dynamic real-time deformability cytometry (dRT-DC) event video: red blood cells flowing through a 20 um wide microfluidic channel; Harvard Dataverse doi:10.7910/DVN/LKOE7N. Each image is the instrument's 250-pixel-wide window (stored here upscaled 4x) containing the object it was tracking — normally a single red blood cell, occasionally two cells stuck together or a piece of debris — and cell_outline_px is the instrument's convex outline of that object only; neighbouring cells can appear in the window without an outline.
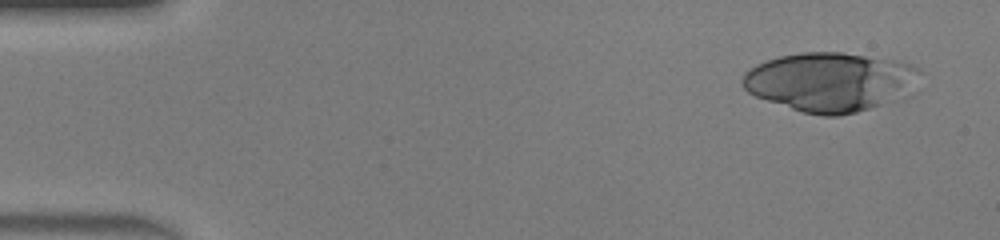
{"species": "human", "species_latin": "Homo sapiens", "temperature_condition": "warm", "stored_images_in_passage": 20, "camera_frame_rate_fps": 3000, "um_per_image_px": 0.085, "donor": {"sex": "male"}, "frame": {"image": 1, "passage_image": 3, "time_ms": 0.667, "image_size_px": [1000, 240], "cell_outline_px": [[920, 72], [880, 104], [856, 112], [840, 116], [824, 116], [804, 112], [756, 96], [748, 92], [744, 88], [740, 80], [744, 72], [756, 64], [780, 56], [800, 52], [844, 52], [896, 60], [912, 64], [920, 68]], "centroid_in_image_um": [70.36, 6.91], "position_along_channel_um": 14.6, "area_um2": 58.9}}
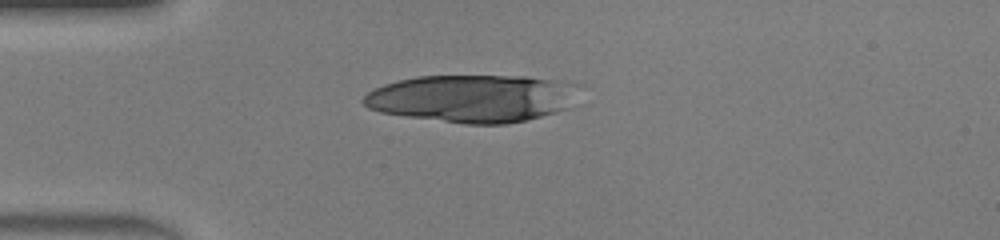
{"frame": {"image": 2, "passage_image": 12, "time_ms": 3.667, "image_size_px": [1000, 240], "cell_outline_px": [[568, 108], [556, 112], [524, 120], [504, 124], [464, 124], [380, 112], [368, 108], [360, 100], [368, 92], [384, 84], [416, 76], [528, 76], [556, 80]], "centroid_in_image_um": [39.83, 8.38], "position_along_channel_um": 45.2, "area_um2": 57.34}}